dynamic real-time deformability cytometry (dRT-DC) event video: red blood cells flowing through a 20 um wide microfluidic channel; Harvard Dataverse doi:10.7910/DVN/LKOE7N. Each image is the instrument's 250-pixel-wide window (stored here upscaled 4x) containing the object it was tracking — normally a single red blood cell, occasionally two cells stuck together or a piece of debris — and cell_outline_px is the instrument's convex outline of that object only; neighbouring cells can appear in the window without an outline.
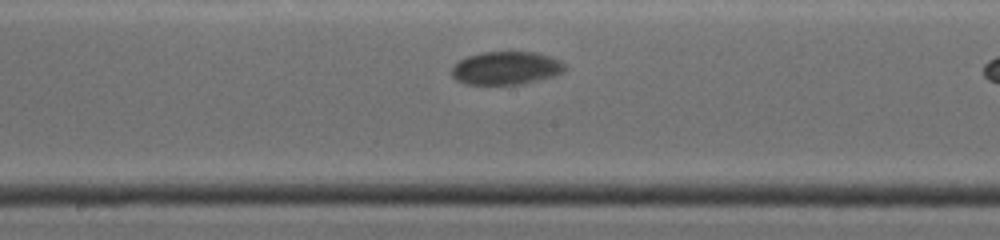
{"species": "common noctule bat (a hibernating species)", "species_latin": "Nyctalus noctula", "temperature_condition": "warm", "stored_images_in_passage": 29, "camera_frame_rate_fps": 4500, "um_per_image_px": 0.085, "animal": {"sex": "female", "body_mass_g": 19.0, "forearm_length_mm": 53.3}, "frame": {"image": 1, "passage_image": 11, "time_ms": 2.222, "image_size_px": [1000, 240], "cell_outline_px": [[564, 72], [552, 76], [520, 84], [464, 84], [456, 80], [448, 72], [452, 64], [468, 56], [484, 52], [536, 52], [560, 60], [564, 64]], "centroid_in_image_um": [42.94, 5.79], "position_along_channel_um": 205.3, "area_um2": 21.85}}
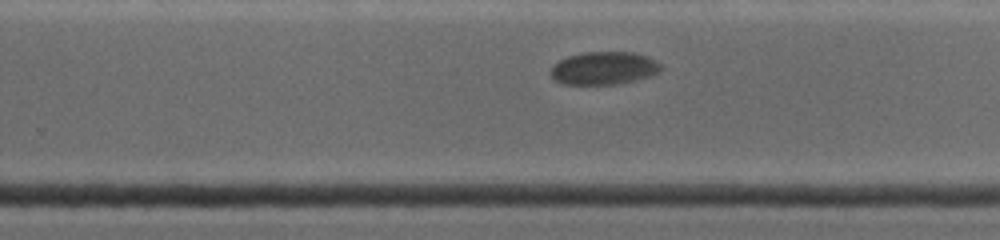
{"frame": {"image": 2, "passage_image": 19, "time_ms": 4.222, "image_size_px": [1000, 240], "cell_outline_px": [[660, 72], [652, 76], [636, 80], [616, 84], [564, 84], [556, 80], [552, 76], [552, 68], [560, 60], [568, 56], [584, 52], [636, 52], [648, 56], [656, 60], [660, 64]], "centroid_in_image_um": [51.39, 5.79], "position_along_channel_um": 278.4, "area_um2": 21.04}}
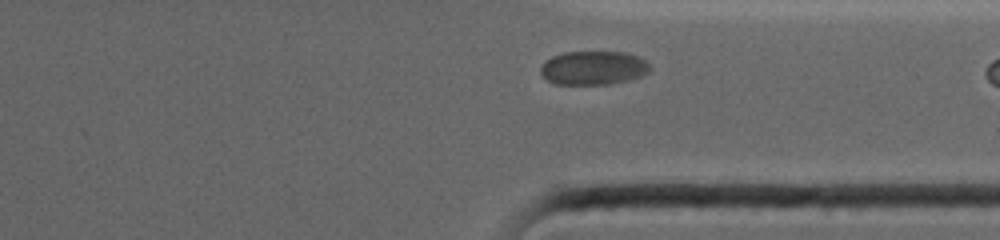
{"frame": {"image": 3, "passage_image": 28, "time_ms": 6.444, "image_size_px": [1000, 240], "cell_outline_px": [[652, 68], [644, 76], [628, 80], [608, 84], [556, 84], [548, 80], [540, 72], [540, 64], [544, 60], [552, 56], [564, 52], [624, 52], [636, 56], [644, 60]], "centroid_in_image_um": [50.42, 5.77], "position_along_channel_um": 361.0, "area_um2": 21.62}}